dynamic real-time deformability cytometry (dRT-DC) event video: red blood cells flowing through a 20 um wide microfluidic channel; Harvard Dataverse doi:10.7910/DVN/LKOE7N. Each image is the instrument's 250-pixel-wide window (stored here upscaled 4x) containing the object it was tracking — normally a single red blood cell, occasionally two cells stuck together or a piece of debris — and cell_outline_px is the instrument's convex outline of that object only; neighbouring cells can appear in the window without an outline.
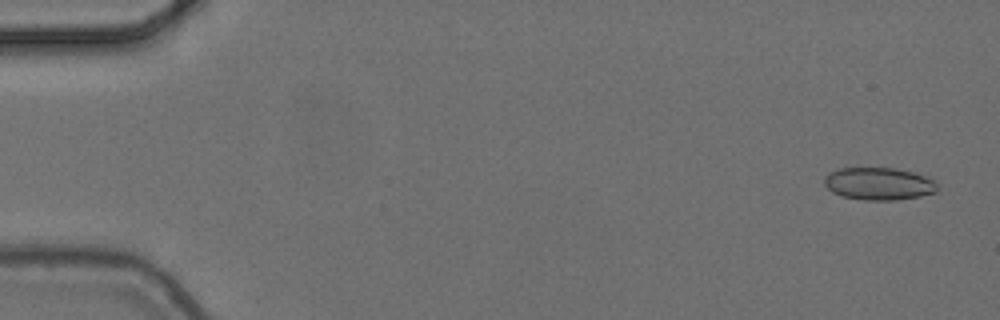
{"species": "common noctule bat (a hibernating species)", "species_latin": "Nyctalus noctula", "temperature_condition": "cold", "stored_images_in_passage": 4, "camera_frame_rate_fps": 3000, "um_per_image_px": 0.085, "animal": {"sex": "female", "body_mass_g": 24.6, "forearm_length_mm": 56.2}, "frame": {"image": 1, "passage_image": 1, "time_ms": 0.0, "image_size_px": [1000, 320], "cell_outline_px": [[936, 192], [920, 196], [896, 200], [864, 200], [844, 196], [832, 192], [824, 184], [824, 176], [840, 168], [896, 168], [912, 172], [924, 176], [932, 180], [936, 184]], "centroid_in_image_um": [74.68, 15.62], "position_along_channel_um": 10.3, "area_um2": 21.15}}
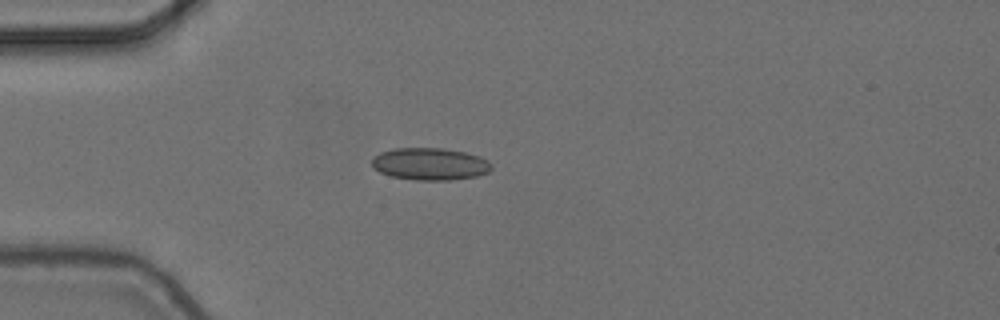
{"frame": {"image": 2, "passage_image": 4, "time_ms": 1.0, "image_size_px": [1000, 320], "cell_outline_px": [[492, 168], [488, 172], [476, 176], [452, 180], [416, 180], [392, 176], [380, 172], [372, 168], [372, 160], [380, 152], [392, 148], [444, 148], [464, 152], [480, 156], [488, 160], [492, 164]], "centroid_in_image_um": [36.56, 13.93], "position_along_channel_um": 48.4, "area_um2": 22.54}}